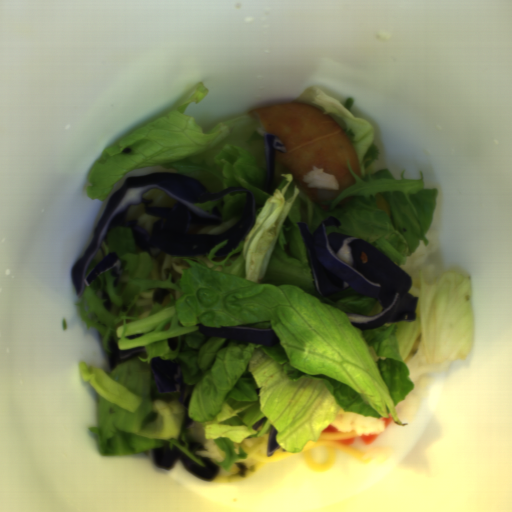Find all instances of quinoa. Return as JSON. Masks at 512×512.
Masks as SVG:
<instances>
[{"mask_svg": "<svg viewBox=\"0 0 512 512\" xmlns=\"http://www.w3.org/2000/svg\"><path fill=\"white\" fill-rule=\"evenodd\" d=\"M303 181L316 190H341L338 180L320 167H314L303 176Z\"/></svg>", "mask_w": 512, "mask_h": 512, "instance_id": "1", "label": "quinoa"}]
</instances>
